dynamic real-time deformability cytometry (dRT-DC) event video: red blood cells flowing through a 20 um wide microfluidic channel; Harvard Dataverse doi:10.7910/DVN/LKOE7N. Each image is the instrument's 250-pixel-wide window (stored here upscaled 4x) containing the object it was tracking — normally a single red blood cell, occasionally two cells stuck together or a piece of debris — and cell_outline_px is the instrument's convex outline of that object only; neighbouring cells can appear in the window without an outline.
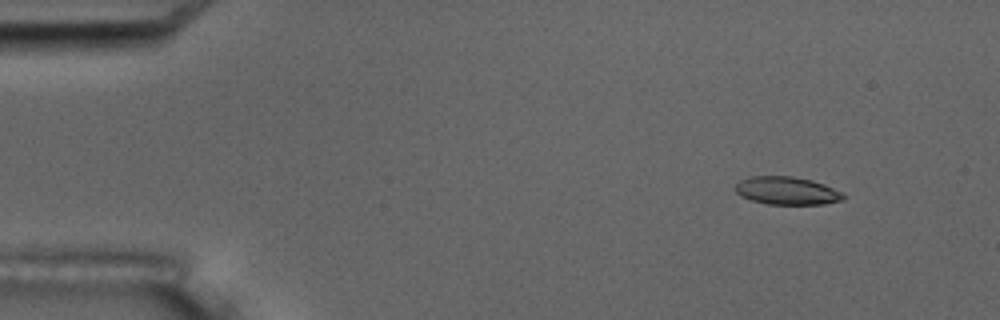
{"species": "common noctule bat (a hibernating species)", "species_latin": "Nyctalus noctula", "temperature_condition": "room temperature", "stored_images_in_passage": 5, "camera_frame_rate_fps": 3000, "um_per_image_px": 0.085, "animal": {"sex": "male", "body_mass_g": 17.5, "forearm_length_mm": 52.3}, "frame": {"image": 1, "passage_image": 2, "time_ms": 1.0, "image_size_px": [1000, 320], "cell_outline_px": [[848, 196], [844, 200], [824, 204], [768, 204], [752, 200], [740, 196], [732, 188], [740, 180], [752, 176], [792, 176], [812, 180], [824, 184], [844, 192]], "centroid_in_image_um": [66.92, 16.21], "position_along_channel_um": 18.1, "area_um2": 17.86}}